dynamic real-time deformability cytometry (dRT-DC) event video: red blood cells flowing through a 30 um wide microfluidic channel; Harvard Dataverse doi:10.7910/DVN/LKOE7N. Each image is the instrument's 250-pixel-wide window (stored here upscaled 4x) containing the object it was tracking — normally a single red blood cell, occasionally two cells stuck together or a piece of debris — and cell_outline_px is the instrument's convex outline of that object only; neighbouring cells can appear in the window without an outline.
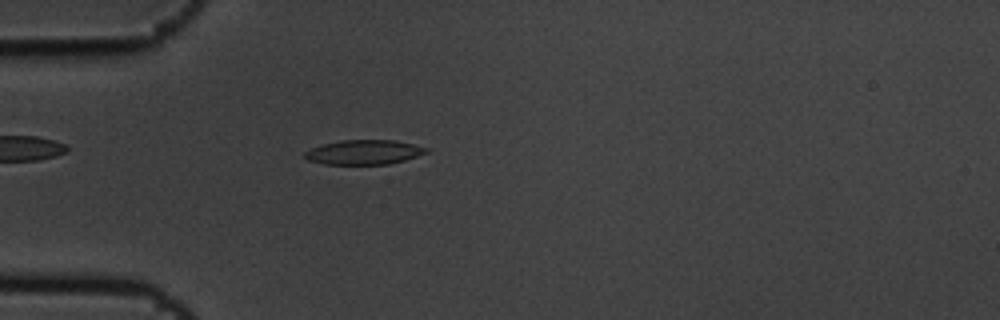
{"species": "common noctule bat (a hibernating species)", "species_latin": "Nyctalus noctula", "temperature_condition": "cold", "stored_images_in_passage": 1, "camera_frame_rate_fps": 3000, "um_per_image_px": 0.085, "animal": {"sex": "male", "body_mass_g": 19.5, "forearm_length_mm": 54.6}, "frame": {"image": 1, "passage_image": 1, "time_ms": 0.0, "image_size_px": [1000, 320], "cell_outline_px": [[428, 152], [404, 160], [388, 164], [324, 164], [308, 160], [304, 156], [304, 152], [312, 148], [324, 144], [344, 140], [396, 140], [428, 148]], "centroid_in_image_um": [30.94, 12.94], "position_along_channel_um": 54.1, "area_um2": 17.17}}